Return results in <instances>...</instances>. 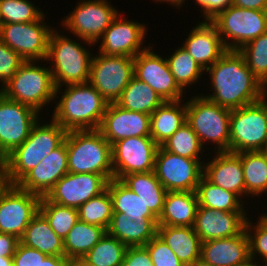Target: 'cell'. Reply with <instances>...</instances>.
Here are the masks:
<instances>
[{
	"instance_id": "21",
	"label": "cell",
	"mask_w": 267,
	"mask_h": 266,
	"mask_svg": "<svg viewBox=\"0 0 267 266\" xmlns=\"http://www.w3.org/2000/svg\"><path fill=\"white\" fill-rule=\"evenodd\" d=\"M99 130L111 145L123 138L150 137V115L109 103Z\"/></svg>"
},
{
	"instance_id": "36",
	"label": "cell",
	"mask_w": 267,
	"mask_h": 266,
	"mask_svg": "<svg viewBox=\"0 0 267 266\" xmlns=\"http://www.w3.org/2000/svg\"><path fill=\"white\" fill-rule=\"evenodd\" d=\"M107 189L112 198L113 213H124L128 217H156L142 199L120 180H109Z\"/></svg>"
},
{
	"instance_id": "43",
	"label": "cell",
	"mask_w": 267,
	"mask_h": 266,
	"mask_svg": "<svg viewBox=\"0 0 267 266\" xmlns=\"http://www.w3.org/2000/svg\"><path fill=\"white\" fill-rule=\"evenodd\" d=\"M34 5L28 0H0L1 24L27 23L39 20L44 13Z\"/></svg>"
},
{
	"instance_id": "11",
	"label": "cell",
	"mask_w": 267,
	"mask_h": 266,
	"mask_svg": "<svg viewBox=\"0 0 267 266\" xmlns=\"http://www.w3.org/2000/svg\"><path fill=\"white\" fill-rule=\"evenodd\" d=\"M115 9L107 0H82L62 23L86 45H95L118 16V9Z\"/></svg>"
},
{
	"instance_id": "26",
	"label": "cell",
	"mask_w": 267,
	"mask_h": 266,
	"mask_svg": "<svg viewBox=\"0 0 267 266\" xmlns=\"http://www.w3.org/2000/svg\"><path fill=\"white\" fill-rule=\"evenodd\" d=\"M157 217H128L113 213L107 233L129 246H145L157 235Z\"/></svg>"
},
{
	"instance_id": "35",
	"label": "cell",
	"mask_w": 267,
	"mask_h": 266,
	"mask_svg": "<svg viewBox=\"0 0 267 266\" xmlns=\"http://www.w3.org/2000/svg\"><path fill=\"white\" fill-rule=\"evenodd\" d=\"M241 158L245 196L267 192V155L263 151L236 153Z\"/></svg>"
},
{
	"instance_id": "55",
	"label": "cell",
	"mask_w": 267,
	"mask_h": 266,
	"mask_svg": "<svg viewBox=\"0 0 267 266\" xmlns=\"http://www.w3.org/2000/svg\"><path fill=\"white\" fill-rule=\"evenodd\" d=\"M0 266H13V257H1Z\"/></svg>"
},
{
	"instance_id": "20",
	"label": "cell",
	"mask_w": 267,
	"mask_h": 266,
	"mask_svg": "<svg viewBox=\"0 0 267 266\" xmlns=\"http://www.w3.org/2000/svg\"><path fill=\"white\" fill-rule=\"evenodd\" d=\"M68 173L66 136L64 141L27 173L16 185L24 191L46 196Z\"/></svg>"
},
{
	"instance_id": "49",
	"label": "cell",
	"mask_w": 267,
	"mask_h": 266,
	"mask_svg": "<svg viewBox=\"0 0 267 266\" xmlns=\"http://www.w3.org/2000/svg\"><path fill=\"white\" fill-rule=\"evenodd\" d=\"M195 4L201 5L205 21H211L220 12L232 5V0H196Z\"/></svg>"
},
{
	"instance_id": "29",
	"label": "cell",
	"mask_w": 267,
	"mask_h": 266,
	"mask_svg": "<svg viewBox=\"0 0 267 266\" xmlns=\"http://www.w3.org/2000/svg\"><path fill=\"white\" fill-rule=\"evenodd\" d=\"M181 101H165L150 115V137L158 146L186 122V103Z\"/></svg>"
},
{
	"instance_id": "31",
	"label": "cell",
	"mask_w": 267,
	"mask_h": 266,
	"mask_svg": "<svg viewBox=\"0 0 267 266\" xmlns=\"http://www.w3.org/2000/svg\"><path fill=\"white\" fill-rule=\"evenodd\" d=\"M120 181L136 193L145 203L147 208L159 218L163 211L164 198L167 190L157 179L154 170L145 173L125 175Z\"/></svg>"
},
{
	"instance_id": "27",
	"label": "cell",
	"mask_w": 267,
	"mask_h": 266,
	"mask_svg": "<svg viewBox=\"0 0 267 266\" xmlns=\"http://www.w3.org/2000/svg\"><path fill=\"white\" fill-rule=\"evenodd\" d=\"M198 206L196 192L169 191L164 198L158 226L193 227Z\"/></svg>"
},
{
	"instance_id": "51",
	"label": "cell",
	"mask_w": 267,
	"mask_h": 266,
	"mask_svg": "<svg viewBox=\"0 0 267 266\" xmlns=\"http://www.w3.org/2000/svg\"><path fill=\"white\" fill-rule=\"evenodd\" d=\"M232 5L244 9L267 11V0H232Z\"/></svg>"
},
{
	"instance_id": "32",
	"label": "cell",
	"mask_w": 267,
	"mask_h": 266,
	"mask_svg": "<svg viewBox=\"0 0 267 266\" xmlns=\"http://www.w3.org/2000/svg\"><path fill=\"white\" fill-rule=\"evenodd\" d=\"M164 102L150 86L133 77L116 104L130 111L151 115Z\"/></svg>"
},
{
	"instance_id": "8",
	"label": "cell",
	"mask_w": 267,
	"mask_h": 266,
	"mask_svg": "<svg viewBox=\"0 0 267 266\" xmlns=\"http://www.w3.org/2000/svg\"><path fill=\"white\" fill-rule=\"evenodd\" d=\"M231 110L230 152L263 151L267 144V101Z\"/></svg>"
},
{
	"instance_id": "14",
	"label": "cell",
	"mask_w": 267,
	"mask_h": 266,
	"mask_svg": "<svg viewBox=\"0 0 267 266\" xmlns=\"http://www.w3.org/2000/svg\"><path fill=\"white\" fill-rule=\"evenodd\" d=\"M159 146L151 137H128L112 144L113 178L154 170Z\"/></svg>"
},
{
	"instance_id": "10",
	"label": "cell",
	"mask_w": 267,
	"mask_h": 266,
	"mask_svg": "<svg viewBox=\"0 0 267 266\" xmlns=\"http://www.w3.org/2000/svg\"><path fill=\"white\" fill-rule=\"evenodd\" d=\"M133 77L134 58L101 53L93 55L88 82L108 103H116Z\"/></svg>"
},
{
	"instance_id": "34",
	"label": "cell",
	"mask_w": 267,
	"mask_h": 266,
	"mask_svg": "<svg viewBox=\"0 0 267 266\" xmlns=\"http://www.w3.org/2000/svg\"><path fill=\"white\" fill-rule=\"evenodd\" d=\"M198 204L214 210L245 212L242 199L235 193L211 183L204 175L196 189Z\"/></svg>"
},
{
	"instance_id": "12",
	"label": "cell",
	"mask_w": 267,
	"mask_h": 266,
	"mask_svg": "<svg viewBox=\"0 0 267 266\" xmlns=\"http://www.w3.org/2000/svg\"><path fill=\"white\" fill-rule=\"evenodd\" d=\"M45 14L37 21L0 25V40L19 54L24 61L46 60L52 28L46 25ZM49 26V27H48Z\"/></svg>"
},
{
	"instance_id": "42",
	"label": "cell",
	"mask_w": 267,
	"mask_h": 266,
	"mask_svg": "<svg viewBox=\"0 0 267 266\" xmlns=\"http://www.w3.org/2000/svg\"><path fill=\"white\" fill-rule=\"evenodd\" d=\"M245 58L249 70L267 88V32L238 50Z\"/></svg>"
},
{
	"instance_id": "30",
	"label": "cell",
	"mask_w": 267,
	"mask_h": 266,
	"mask_svg": "<svg viewBox=\"0 0 267 266\" xmlns=\"http://www.w3.org/2000/svg\"><path fill=\"white\" fill-rule=\"evenodd\" d=\"M19 240L21 244L46 255L65 256L63 240L53 231L40 211L30 221Z\"/></svg>"
},
{
	"instance_id": "56",
	"label": "cell",
	"mask_w": 267,
	"mask_h": 266,
	"mask_svg": "<svg viewBox=\"0 0 267 266\" xmlns=\"http://www.w3.org/2000/svg\"><path fill=\"white\" fill-rule=\"evenodd\" d=\"M253 261H255V259L249 257L245 262L236 264L234 266H261V264L258 265V263L256 261L255 262H253Z\"/></svg>"
},
{
	"instance_id": "16",
	"label": "cell",
	"mask_w": 267,
	"mask_h": 266,
	"mask_svg": "<svg viewBox=\"0 0 267 266\" xmlns=\"http://www.w3.org/2000/svg\"><path fill=\"white\" fill-rule=\"evenodd\" d=\"M134 77L150 86L164 101L183 100V89L173 77L167 59L148 47L134 57Z\"/></svg>"
},
{
	"instance_id": "17",
	"label": "cell",
	"mask_w": 267,
	"mask_h": 266,
	"mask_svg": "<svg viewBox=\"0 0 267 266\" xmlns=\"http://www.w3.org/2000/svg\"><path fill=\"white\" fill-rule=\"evenodd\" d=\"M41 196L11 185L0 198V233L20 239L39 212Z\"/></svg>"
},
{
	"instance_id": "15",
	"label": "cell",
	"mask_w": 267,
	"mask_h": 266,
	"mask_svg": "<svg viewBox=\"0 0 267 266\" xmlns=\"http://www.w3.org/2000/svg\"><path fill=\"white\" fill-rule=\"evenodd\" d=\"M39 112L0 93V152L6 157L29 136Z\"/></svg>"
},
{
	"instance_id": "45",
	"label": "cell",
	"mask_w": 267,
	"mask_h": 266,
	"mask_svg": "<svg viewBox=\"0 0 267 266\" xmlns=\"http://www.w3.org/2000/svg\"><path fill=\"white\" fill-rule=\"evenodd\" d=\"M145 247L151 256L153 266H185L158 234Z\"/></svg>"
},
{
	"instance_id": "22",
	"label": "cell",
	"mask_w": 267,
	"mask_h": 266,
	"mask_svg": "<svg viewBox=\"0 0 267 266\" xmlns=\"http://www.w3.org/2000/svg\"><path fill=\"white\" fill-rule=\"evenodd\" d=\"M246 215L198 206L193 229L202 242L237 236L245 229Z\"/></svg>"
},
{
	"instance_id": "33",
	"label": "cell",
	"mask_w": 267,
	"mask_h": 266,
	"mask_svg": "<svg viewBox=\"0 0 267 266\" xmlns=\"http://www.w3.org/2000/svg\"><path fill=\"white\" fill-rule=\"evenodd\" d=\"M106 232L103 227L78 220L63 240L65 257L83 258Z\"/></svg>"
},
{
	"instance_id": "40",
	"label": "cell",
	"mask_w": 267,
	"mask_h": 266,
	"mask_svg": "<svg viewBox=\"0 0 267 266\" xmlns=\"http://www.w3.org/2000/svg\"><path fill=\"white\" fill-rule=\"evenodd\" d=\"M170 71L178 85L184 90L197 82L204 70L182 46L166 58Z\"/></svg>"
},
{
	"instance_id": "47",
	"label": "cell",
	"mask_w": 267,
	"mask_h": 266,
	"mask_svg": "<svg viewBox=\"0 0 267 266\" xmlns=\"http://www.w3.org/2000/svg\"><path fill=\"white\" fill-rule=\"evenodd\" d=\"M47 255L39 250L27 247L20 242L13 255V266H40L41 260Z\"/></svg>"
},
{
	"instance_id": "25",
	"label": "cell",
	"mask_w": 267,
	"mask_h": 266,
	"mask_svg": "<svg viewBox=\"0 0 267 266\" xmlns=\"http://www.w3.org/2000/svg\"><path fill=\"white\" fill-rule=\"evenodd\" d=\"M212 161L203 163L204 176L213 184L237 194H245V180L241 158L232 152H217ZM243 195V196H242Z\"/></svg>"
},
{
	"instance_id": "1",
	"label": "cell",
	"mask_w": 267,
	"mask_h": 266,
	"mask_svg": "<svg viewBox=\"0 0 267 266\" xmlns=\"http://www.w3.org/2000/svg\"><path fill=\"white\" fill-rule=\"evenodd\" d=\"M206 72L213 93L203 96L219 106L234 110L266 97L267 88L249 70L238 50H227Z\"/></svg>"
},
{
	"instance_id": "59",
	"label": "cell",
	"mask_w": 267,
	"mask_h": 266,
	"mask_svg": "<svg viewBox=\"0 0 267 266\" xmlns=\"http://www.w3.org/2000/svg\"><path fill=\"white\" fill-rule=\"evenodd\" d=\"M263 152L267 155V144H266V147H265V149L263 150Z\"/></svg>"
},
{
	"instance_id": "53",
	"label": "cell",
	"mask_w": 267,
	"mask_h": 266,
	"mask_svg": "<svg viewBox=\"0 0 267 266\" xmlns=\"http://www.w3.org/2000/svg\"><path fill=\"white\" fill-rule=\"evenodd\" d=\"M11 185L7 172L0 171V198Z\"/></svg>"
},
{
	"instance_id": "23",
	"label": "cell",
	"mask_w": 267,
	"mask_h": 266,
	"mask_svg": "<svg viewBox=\"0 0 267 266\" xmlns=\"http://www.w3.org/2000/svg\"><path fill=\"white\" fill-rule=\"evenodd\" d=\"M249 257V238L244 229L237 236L202 242L199 264L204 266H234L245 262Z\"/></svg>"
},
{
	"instance_id": "5",
	"label": "cell",
	"mask_w": 267,
	"mask_h": 266,
	"mask_svg": "<svg viewBox=\"0 0 267 266\" xmlns=\"http://www.w3.org/2000/svg\"><path fill=\"white\" fill-rule=\"evenodd\" d=\"M55 29L52 30L48 42V54L46 61H52V66H48L52 72L54 80L55 99L62 84H83L89 81L92 54L89 50L76 42L60 35ZM91 55V56H90ZM53 67V68H52Z\"/></svg>"
},
{
	"instance_id": "9",
	"label": "cell",
	"mask_w": 267,
	"mask_h": 266,
	"mask_svg": "<svg viewBox=\"0 0 267 266\" xmlns=\"http://www.w3.org/2000/svg\"><path fill=\"white\" fill-rule=\"evenodd\" d=\"M211 22L216 26L225 48L239 50L267 32V11L230 5Z\"/></svg>"
},
{
	"instance_id": "58",
	"label": "cell",
	"mask_w": 267,
	"mask_h": 266,
	"mask_svg": "<svg viewBox=\"0 0 267 266\" xmlns=\"http://www.w3.org/2000/svg\"><path fill=\"white\" fill-rule=\"evenodd\" d=\"M0 171H6L5 169V156L0 152Z\"/></svg>"
},
{
	"instance_id": "18",
	"label": "cell",
	"mask_w": 267,
	"mask_h": 266,
	"mask_svg": "<svg viewBox=\"0 0 267 266\" xmlns=\"http://www.w3.org/2000/svg\"><path fill=\"white\" fill-rule=\"evenodd\" d=\"M109 179L95 173H67L48 192L54 203L78 209L92 197L107 189Z\"/></svg>"
},
{
	"instance_id": "50",
	"label": "cell",
	"mask_w": 267,
	"mask_h": 266,
	"mask_svg": "<svg viewBox=\"0 0 267 266\" xmlns=\"http://www.w3.org/2000/svg\"><path fill=\"white\" fill-rule=\"evenodd\" d=\"M20 240L11 234L0 233V256L13 257Z\"/></svg>"
},
{
	"instance_id": "44",
	"label": "cell",
	"mask_w": 267,
	"mask_h": 266,
	"mask_svg": "<svg viewBox=\"0 0 267 266\" xmlns=\"http://www.w3.org/2000/svg\"><path fill=\"white\" fill-rule=\"evenodd\" d=\"M251 224L252 222L247 219L245 231L249 238L250 257L256 258L255 255L258 254L262 257V263L267 266V215L262 214L255 226ZM251 228L254 230L253 232Z\"/></svg>"
},
{
	"instance_id": "2",
	"label": "cell",
	"mask_w": 267,
	"mask_h": 266,
	"mask_svg": "<svg viewBox=\"0 0 267 266\" xmlns=\"http://www.w3.org/2000/svg\"><path fill=\"white\" fill-rule=\"evenodd\" d=\"M66 87L52 119L67 132L99 129L109 103L89 82Z\"/></svg>"
},
{
	"instance_id": "57",
	"label": "cell",
	"mask_w": 267,
	"mask_h": 266,
	"mask_svg": "<svg viewBox=\"0 0 267 266\" xmlns=\"http://www.w3.org/2000/svg\"><path fill=\"white\" fill-rule=\"evenodd\" d=\"M154 1H157V2H160V3H161V1L168 2V3H170V5H175V6L179 7L186 0H154Z\"/></svg>"
},
{
	"instance_id": "19",
	"label": "cell",
	"mask_w": 267,
	"mask_h": 266,
	"mask_svg": "<svg viewBox=\"0 0 267 266\" xmlns=\"http://www.w3.org/2000/svg\"><path fill=\"white\" fill-rule=\"evenodd\" d=\"M120 17L118 14L101 36L99 53L134 58L147 48L142 47L147 29L143 24Z\"/></svg>"
},
{
	"instance_id": "7",
	"label": "cell",
	"mask_w": 267,
	"mask_h": 266,
	"mask_svg": "<svg viewBox=\"0 0 267 266\" xmlns=\"http://www.w3.org/2000/svg\"><path fill=\"white\" fill-rule=\"evenodd\" d=\"M193 98V99H192ZM186 101V122L204 146L212 141L218 152H230L231 110L219 106L203 95Z\"/></svg>"
},
{
	"instance_id": "24",
	"label": "cell",
	"mask_w": 267,
	"mask_h": 266,
	"mask_svg": "<svg viewBox=\"0 0 267 266\" xmlns=\"http://www.w3.org/2000/svg\"><path fill=\"white\" fill-rule=\"evenodd\" d=\"M185 40L182 47L203 70H207L227 51L216 26L211 21L204 20L198 23Z\"/></svg>"
},
{
	"instance_id": "39",
	"label": "cell",
	"mask_w": 267,
	"mask_h": 266,
	"mask_svg": "<svg viewBox=\"0 0 267 266\" xmlns=\"http://www.w3.org/2000/svg\"><path fill=\"white\" fill-rule=\"evenodd\" d=\"M77 211L80 221L103 227L107 231L113 214L112 198L108 189L89 199Z\"/></svg>"
},
{
	"instance_id": "28",
	"label": "cell",
	"mask_w": 267,
	"mask_h": 266,
	"mask_svg": "<svg viewBox=\"0 0 267 266\" xmlns=\"http://www.w3.org/2000/svg\"><path fill=\"white\" fill-rule=\"evenodd\" d=\"M157 234L185 266L200 263L202 241L193 227L158 226Z\"/></svg>"
},
{
	"instance_id": "6",
	"label": "cell",
	"mask_w": 267,
	"mask_h": 266,
	"mask_svg": "<svg viewBox=\"0 0 267 266\" xmlns=\"http://www.w3.org/2000/svg\"><path fill=\"white\" fill-rule=\"evenodd\" d=\"M55 90L49 68L40 67L35 61H24L13 78L1 87L0 93L40 113L43 106L54 101Z\"/></svg>"
},
{
	"instance_id": "52",
	"label": "cell",
	"mask_w": 267,
	"mask_h": 266,
	"mask_svg": "<svg viewBox=\"0 0 267 266\" xmlns=\"http://www.w3.org/2000/svg\"><path fill=\"white\" fill-rule=\"evenodd\" d=\"M68 258L65 256L47 255L41 260L40 266H67Z\"/></svg>"
},
{
	"instance_id": "54",
	"label": "cell",
	"mask_w": 267,
	"mask_h": 266,
	"mask_svg": "<svg viewBox=\"0 0 267 266\" xmlns=\"http://www.w3.org/2000/svg\"><path fill=\"white\" fill-rule=\"evenodd\" d=\"M67 266H93L84 258L68 259Z\"/></svg>"
},
{
	"instance_id": "48",
	"label": "cell",
	"mask_w": 267,
	"mask_h": 266,
	"mask_svg": "<svg viewBox=\"0 0 267 266\" xmlns=\"http://www.w3.org/2000/svg\"><path fill=\"white\" fill-rule=\"evenodd\" d=\"M122 266H153V263L145 246H129L125 251Z\"/></svg>"
},
{
	"instance_id": "38",
	"label": "cell",
	"mask_w": 267,
	"mask_h": 266,
	"mask_svg": "<svg viewBox=\"0 0 267 266\" xmlns=\"http://www.w3.org/2000/svg\"><path fill=\"white\" fill-rule=\"evenodd\" d=\"M127 246L107 232L83 257L93 266H122Z\"/></svg>"
},
{
	"instance_id": "13",
	"label": "cell",
	"mask_w": 267,
	"mask_h": 266,
	"mask_svg": "<svg viewBox=\"0 0 267 266\" xmlns=\"http://www.w3.org/2000/svg\"><path fill=\"white\" fill-rule=\"evenodd\" d=\"M200 160L179 156L159 146L154 172L167 192H196L200 179L204 175V165Z\"/></svg>"
},
{
	"instance_id": "41",
	"label": "cell",
	"mask_w": 267,
	"mask_h": 266,
	"mask_svg": "<svg viewBox=\"0 0 267 266\" xmlns=\"http://www.w3.org/2000/svg\"><path fill=\"white\" fill-rule=\"evenodd\" d=\"M161 147L166 151L190 159H201L199 153L204 152L200 139L187 122L183 123Z\"/></svg>"
},
{
	"instance_id": "3",
	"label": "cell",
	"mask_w": 267,
	"mask_h": 266,
	"mask_svg": "<svg viewBox=\"0 0 267 266\" xmlns=\"http://www.w3.org/2000/svg\"><path fill=\"white\" fill-rule=\"evenodd\" d=\"M33 126L28 138L5 157V169L12 185H16L65 139L67 131L53 119L51 123Z\"/></svg>"
},
{
	"instance_id": "46",
	"label": "cell",
	"mask_w": 267,
	"mask_h": 266,
	"mask_svg": "<svg viewBox=\"0 0 267 266\" xmlns=\"http://www.w3.org/2000/svg\"><path fill=\"white\" fill-rule=\"evenodd\" d=\"M24 60L0 40V82L6 84L13 78Z\"/></svg>"
},
{
	"instance_id": "37",
	"label": "cell",
	"mask_w": 267,
	"mask_h": 266,
	"mask_svg": "<svg viewBox=\"0 0 267 266\" xmlns=\"http://www.w3.org/2000/svg\"><path fill=\"white\" fill-rule=\"evenodd\" d=\"M39 211L45 216L50 227L62 240L79 220L76 208L51 202L46 196L41 197Z\"/></svg>"
},
{
	"instance_id": "4",
	"label": "cell",
	"mask_w": 267,
	"mask_h": 266,
	"mask_svg": "<svg viewBox=\"0 0 267 266\" xmlns=\"http://www.w3.org/2000/svg\"><path fill=\"white\" fill-rule=\"evenodd\" d=\"M69 173H95L113 179L112 145L99 129L66 133Z\"/></svg>"
}]
</instances>
